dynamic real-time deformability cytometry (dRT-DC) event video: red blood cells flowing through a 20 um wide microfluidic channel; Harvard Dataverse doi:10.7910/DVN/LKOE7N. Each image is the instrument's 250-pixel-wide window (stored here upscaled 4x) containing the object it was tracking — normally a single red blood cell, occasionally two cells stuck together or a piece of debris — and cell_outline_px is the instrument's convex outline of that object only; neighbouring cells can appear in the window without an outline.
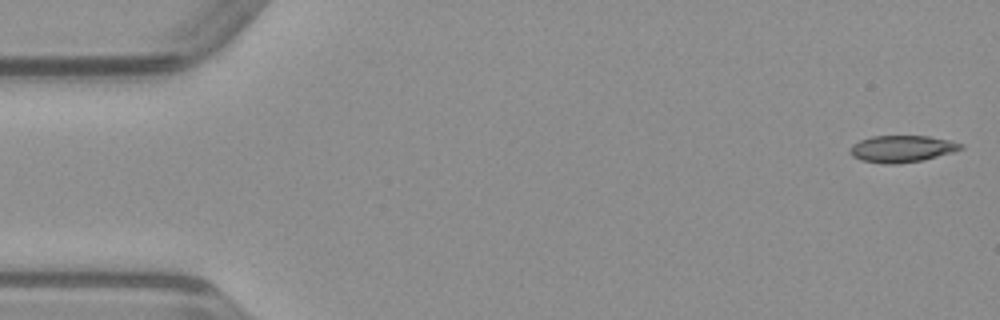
{"species": "common noctule bat (a hibernating species)", "species_latin": "Nyctalus noctula", "temperature_condition": "warm", "stored_images_in_passage": 49, "camera_frame_rate_fps": 3000, "um_per_image_px": 0.085, "animal": {"sex": "male", "body_mass_g": 23.1, "forearm_length_mm": 52.7}, "frame": {"image": 1, "passage_image": 1, "time_ms": 0.0, "image_size_px": [1000, 320], "cell_outline_px": [[964, 148], [952, 152], [924, 160], [896, 164], [884, 164], [860, 160], [852, 156], [848, 152], [852, 144], [860, 140], [872, 136], [928, 136], [948, 140], [964, 144]], "centroid_in_image_um": [76.63, 12.65], "position_along_channel_um": 8.4, "area_um2": 17.4}}
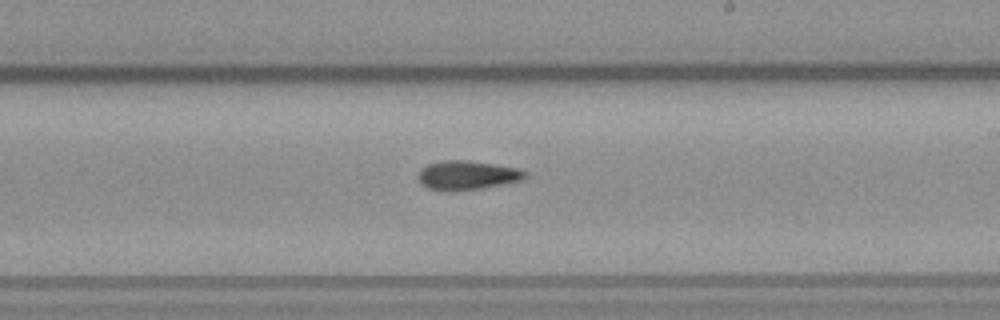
{"frame": {"image": 2, "passage_image": 28, "time_ms": 9.0, "image_size_px": [1000, 320], "cell_outline_px": [[528, 176], [524, 180], [480, 188], [428, 188], [416, 176], [420, 168], [428, 164], [440, 160], [468, 160], [496, 164], [520, 168], [528, 172]], "centroid_in_image_um": [39.79, 14.83], "position_along_channel_um": 249.2, "area_um2": 17.69}}
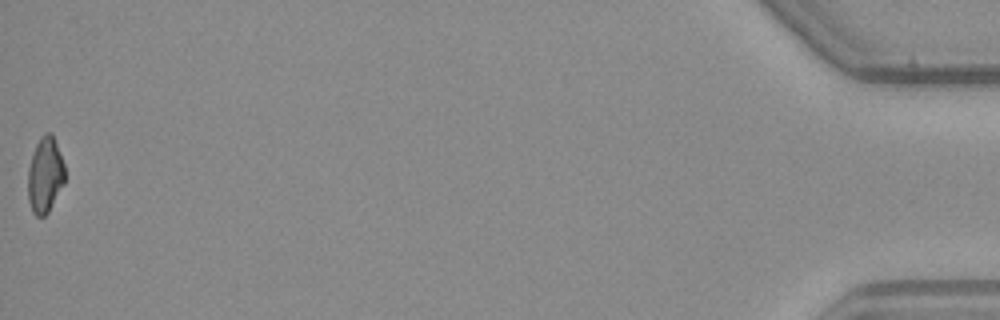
{"frame": {"image": 3, "passage_image": 49, "time_ms": 16.0, "image_size_px": [1000, 320], "cell_outline_px": [[64, 184], [48, 212], [44, 216], [36, 216], [32, 212], [28, 200], [28, 168], [36, 144], [40, 136], [44, 132], [52, 132], [64, 164]], "centroid_in_image_um": [3.82, 14.87], "position_along_channel_um": 431.4, "area_um2": 16.3}}